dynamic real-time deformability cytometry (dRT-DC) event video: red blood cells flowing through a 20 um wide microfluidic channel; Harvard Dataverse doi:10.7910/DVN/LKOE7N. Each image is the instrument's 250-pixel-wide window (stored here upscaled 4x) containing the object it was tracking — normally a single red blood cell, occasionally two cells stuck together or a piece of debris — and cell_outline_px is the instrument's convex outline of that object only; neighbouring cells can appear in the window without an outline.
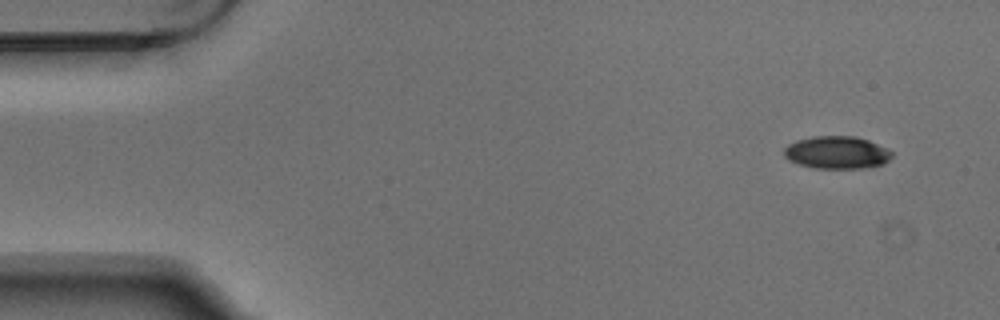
{"species": "Egyptian fruit bat (a non-hibernating species)", "species_latin": "Rousettus aegyptiacus", "temperature_condition": "warm", "stored_images_in_passage": 4, "camera_frame_rate_fps": 3000, "um_per_image_px": 0.085, "animal": {"sex": "male"}, "frame": {"image": 1, "passage_image": 1, "time_ms": 0.0, "image_size_px": [1000, 320], "cell_outline_px": [[892, 156], [884, 164], [868, 168], [816, 168], [800, 164], [788, 160], [784, 156], [784, 148], [788, 144], [796, 140], [812, 136], [856, 136], [868, 140], [892, 152]], "centroid_in_image_um": [71.11, 12.96], "position_along_channel_um": 13.9, "area_um2": 20.46}}
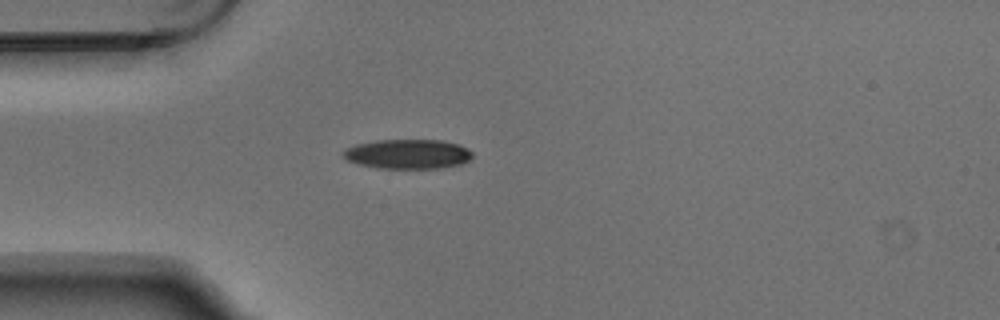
{"frame": {"image": 2, "passage_image": 4, "time_ms": 1.0, "image_size_px": [1000, 320], "cell_outline_px": [[472, 156], [468, 160], [460, 164], [440, 168], [376, 168], [344, 160], [340, 156], [340, 152], [344, 148], [356, 144], [376, 140], [444, 140], [460, 144], [468, 148], [472, 152]], "centroid_in_image_um": [34.6, 13.08], "position_along_channel_um": 50.4, "area_um2": 22.6}}